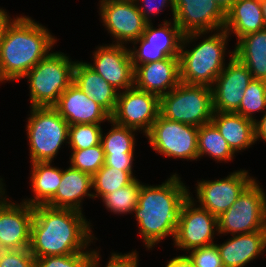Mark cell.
Instances as JSON below:
<instances>
[{"mask_svg": "<svg viewBox=\"0 0 266 267\" xmlns=\"http://www.w3.org/2000/svg\"><path fill=\"white\" fill-rule=\"evenodd\" d=\"M135 2L137 3L140 13L148 23L152 22L150 17L151 15H158L162 11L163 7L165 8L166 6L171 7L172 16H174L173 0H135ZM141 2L143 4H141Z\"/></svg>", "mask_w": 266, "mask_h": 267, "instance_id": "cell-39", "label": "cell"}, {"mask_svg": "<svg viewBox=\"0 0 266 267\" xmlns=\"http://www.w3.org/2000/svg\"><path fill=\"white\" fill-rule=\"evenodd\" d=\"M138 257L136 250L124 255L112 253L105 267H138ZM100 258L98 250H91L88 267H100Z\"/></svg>", "mask_w": 266, "mask_h": 267, "instance_id": "cell-37", "label": "cell"}, {"mask_svg": "<svg viewBox=\"0 0 266 267\" xmlns=\"http://www.w3.org/2000/svg\"><path fill=\"white\" fill-rule=\"evenodd\" d=\"M214 114L212 88L180 82L160 97L159 115L172 121L200 127Z\"/></svg>", "mask_w": 266, "mask_h": 267, "instance_id": "cell-7", "label": "cell"}, {"mask_svg": "<svg viewBox=\"0 0 266 267\" xmlns=\"http://www.w3.org/2000/svg\"><path fill=\"white\" fill-rule=\"evenodd\" d=\"M173 9L172 20L184 35L221 30L226 20V13L215 0H173Z\"/></svg>", "mask_w": 266, "mask_h": 267, "instance_id": "cell-15", "label": "cell"}, {"mask_svg": "<svg viewBox=\"0 0 266 267\" xmlns=\"http://www.w3.org/2000/svg\"><path fill=\"white\" fill-rule=\"evenodd\" d=\"M216 32L189 50H186V45L206 35V32H193L183 36L179 55L182 83L213 86L215 79L226 66L224 61L229 37L224 29Z\"/></svg>", "mask_w": 266, "mask_h": 267, "instance_id": "cell-4", "label": "cell"}, {"mask_svg": "<svg viewBox=\"0 0 266 267\" xmlns=\"http://www.w3.org/2000/svg\"><path fill=\"white\" fill-rule=\"evenodd\" d=\"M259 111L261 113L266 112V81L252 79L244 90L239 108L234 113L242 115L254 122L256 120L254 113Z\"/></svg>", "mask_w": 266, "mask_h": 267, "instance_id": "cell-32", "label": "cell"}, {"mask_svg": "<svg viewBox=\"0 0 266 267\" xmlns=\"http://www.w3.org/2000/svg\"><path fill=\"white\" fill-rule=\"evenodd\" d=\"M152 149L174 159H198V127L158 116L145 135Z\"/></svg>", "mask_w": 266, "mask_h": 267, "instance_id": "cell-9", "label": "cell"}, {"mask_svg": "<svg viewBox=\"0 0 266 267\" xmlns=\"http://www.w3.org/2000/svg\"><path fill=\"white\" fill-rule=\"evenodd\" d=\"M261 1V8L263 12V17H264V23L266 26V0H260Z\"/></svg>", "mask_w": 266, "mask_h": 267, "instance_id": "cell-46", "label": "cell"}, {"mask_svg": "<svg viewBox=\"0 0 266 267\" xmlns=\"http://www.w3.org/2000/svg\"><path fill=\"white\" fill-rule=\"evenodd\" d=\"M255 141L263 140L266 143V112L262 115L261 119L254 121Z\"/></svg>", "mask_w": 266, "mask_h": 267, "instance_id": "cell-41", "label": "cell"}, {"mask_svg": "<svg viewBox=\"0 0 266 267\" xmlns=\"http://www.w3.org/2000/svg\"><path fill=\"white\" fill-rule=\"evenodd\" d=\"M91 252L36 258L34 267H88Z\"/></svg>", "mask_w": 266, "mask_h": 267, "instance_id": "cell-35", "label": "cell"}, {"mask_svg": "<svg viewBox=\"0 0 266 267\" xmlns=\"http://www.w3.org/2000/svg\"><path fill=\"white\" fill-rule=\"evenodd\" d=\"M211 122L236 152L250 148L255 144L254 122L234 112L214 111Z\"/></svg>", "mask_w": 266, "mask_h": 267, "instance_id": "cell-24", "label": "cell"}, {"mask_svg": "<svg viewBox=\"0 0 266 267\" xmlns=\"http://www.w3.org/2000/svg\"><path fill=\"white\" fill-rule=\"evenodd\" d=\"M57 38L29 16H17L6 25L0 40V82L22 79L46 58Z\"/></svg>", "mask_w": 266, "mask_h": 267, "instance_id": "cell-3", "label": "cell"}, {"mask_svg": "<svg viewBox=\"0 0 266 267\" xmlns=\"http://www.w3.org/2000/svg\"><path fill=\"white\" fill-rule=\"evenodd\" d=\"M223 267H244L266 250V230L232 235L218 245Z\"/></svg>", "mask_w": 266, "mask_h": 267, "instance_id": "cell-22", "label": "cell"}, {"mask_svg": "<svg viewBox=\"0 0 266 267\" xmlns=\"http://www.w3.org/2000/svg\"><path fill=\"white\" fill-rule=\"evenodd\" d=\"M141 183L137 178L127 186L115 190L102 198L105 208L114 214L133 213L138 205Z\"/></svg>", "mask_w": 266, "mask_h": 267, "instance_id": "cell-31", "label": "cell"}, {"mask_svg": "<svg viewBox=\"0 0 266 267\" xmlns=\"http://www.w3.org/2000/svg\"><path fill=\"white\" fill-rule=\"evenodd\" d=\"M172 23V24H171ZM148 23L142 36L133 42L130 48L133 67L137 65L162 60L167 57H179L184 34L175 21L164 20L155 28ZM140 46L137 49L136 44Z\"/></svg>", "mask_w": 266, "mask_h": 267, "instance_id": "cell-11", "label": "cell"}, {"mask_svg": "<svg viewBox=\"0 0 266 267\" xmlns=\"http://www.w3.org/2000/svg\"><path fill=\"white\" fill-rule=\"evenodd\" d=\"M2 181H3V179L0 178V190H1V188H2L3 186H5L4 183H3Z\"/></svg>", "mask_w": 266, "mask_h": 267, "instance_id": "cell-47", "label": "cell"}, {"mask_svg": "<svg viewBox=\"0 0 266 267\" xmlns=\"http://www.w3.org/2000/svg\"><path fill=\"white\" fill-rule=\"evenodd\" d=\"M237 0H215L218 6L226 13Z\"/></svg>", "mask_w": 266, "mask_h": 267, "instance_id": "cell-44", "label": "cell"}, {"mask_svg": "<svg viewBox=\"0 0 266 267\" xmlns=\"http://www.w3.org/2000/svg\"><path fill=\"white\" fill-rule=\"evenodd\" d=\"M99 14L114 44L124 45L138 40L148 22L140 13L135 0H100Z\"/></svg>", "mask_w": 266, "mask_h": 267, "instance_id": "cell-13", "label": "cell"}, {"mask_svg": "<svg viewBox=\"0 0 266 267\" xmlns=\"http://www.w3.org/2000/svg\"><path fill=\"white\" fill-rule=\"evenodd\" d=\"M160 97L135 86L118 93L111 120L146 135L159 116Z\"/></svg>", "mask_w": 266, "mask_h": 267, "instance_id": "cell-12", "label": "cell"}, {"mask_svg": "<svg viewBox=\"0 0 266 267\" xmlns=\"http://www.w3.org/2000/svg\"><path fill=\"white\" fill-rule=\"evenodd\" d=\"M134 154H105L104 165L133 174Z\"/></svg>", "mask_w": 266, "mask_h": 267, "instance_id": "cell-40", "label": "cell"}, {"mask_svg": "<svg viewBox=\"0 0 266 267\" xmlns=\"http://www.w3.org/2000/svg\"><path fill=\"white\" fill-rule=\"evenodd\" d=\"M188 188L176 173L158 186L141 183L138 205L133 212L148 250L167 236L174 240L181 206L189 197Z\"/></svg>", "mask_w": 266, "mask_h": 267, "instance_id": "cell-2", "label": "cell"}, {"mask_svg": "<svg viewBox=\"0 0 266 267\" xmlns=\"http://www.w3.org/2000/svg\"><path fill=\"white\" fill-rule=\"evenodd\" d=\"M92 175L71 166L62 169V180L55 195L45 204L53 208L82 211V200L86 196L93 197ZM90 191V192H89Z\"/></svg>", "mask_w": 266, "mask_h": 267, "instance_id": "cell-21", "label": "cell"}, {"mask_svg": "<svg viewBox=\"0 0 266 267\" xmlns=\"http://www.w3.org/2000/svg\"><path fill=\"white\" fill-rule=\"evenodd\" d=\"M73 83L91 99H94L110 115L113 114L119 92L90 68L87 62L76 61L73 71Z\"/></svg>", "mask_w": 266, "mask_h": 267, "instance_id": "cell-23", "label": "cell"}, {"mask_svg": "<svg viewBox=\"0 0 266 267\" xmlns=\"http://www.w3.org/2000/svg\"><path fill=\"white\" fill-rule=\"evenodd\" d=\"M4 188L0 190V242L12 250L29 248L34 206L12 202L4 196Z\"/></svg>", "mask_w": 266, "mask_h": 267, "instance_id": "cell-17", "label": "cell"}, {"mask_svg": "<svg viewBox=\"0 0 266 267\" xmlns=\"http://www.w3.org/2000/svg\"><path fill=\"white\" fill-rule=\"evenodd\" d=\"M103 129L100 124H74L69 126L68 144L72 150H81L101 143Z\"/></svg>", "mask_w": 266, "mask_h": 267, "instance_id": "cell-34", "label": "cell"}, {"mask_svg": "<svg viewBox=\"0 0 266 267\" xmlns=\"http://www.w3.org/2000/svg\"><path fill=\"white\" fill-rule=\"evenodd\" d=\"M11 17L8 15L6 10L0 8V40L3 35V31L6 27V25L11 21Z\"/></svg>", "mask_w": 266, "mask_h": 267, "instance_id": "cell-43", "label": "cell"}, {"mask_svg": "<svg viewBox=\"0 0 266 267\" xmlns=\"http://www.w3.org/2000/svg\"><path fill=\"white\" fill-rule=\"evenodd\" d=\"M266 28L260 0H237L226 12L223 29L239 40L250 33Z\"/></svg>", "mask_w": 266, "mask_h": 267, "instance_id": "cell-25", "label": "cell"}, {"mask_svg": "<svg viewBox=\"0 0 266 267\" xmlns=\"http://www.w3.org/2000/svg\"><path fill=\"white\" fill-rule=\"evenodd\" d=\"M196 204L188 197L181 206L173 244L177 249L189 252L215 244L214 235L218 236L217 217Z\"/></svg>", "mask_w": 266, "mask_h": 267, "instance_id": "cell-10", "label": "cell"}, {"mask_svg": "<svg viewBox=\"0 0 266 267\" xmlns=\"http://www.w3.org/2000/svg\"><path fill=\"white\" fill-rule=\"evenodd\" d=\"M186 255L193 267H223L219 249L216 244L190 250Z\"/></svg>", "mask_w": 266, "mask_h": 267, "instance_id": "cell-36", "label": "cell"}, {"mask_svg": "<svg viewBox=\"0 0 266 267\" xmlns=\"http://www.w3.org/2000/svg\"><path fill=\"white\" fill-rule=\"evenodd\" d=\"M179 57L139 64L134 68V86L161 97L180 83Z\"/></svg>", "mask_w": 266, "mask_h": 267, "instance_id": "cell-20", "label": "cell"}, {"mask_svg": "<svg viewBox=\"0 0 266 267\" xmlns=\"http://www.w3.org/2000/svg\"><path fill=\"white\" fill-rule=\"evenodd\" d=\"M51 163H31L30 185L35 196L23 199V202L31 206L45 205L55 195L62 180V169L53 167Z\"/></svg>", "mask_w": 266, "mask_h": 267, "instance_id": "cell-27", "label": "cell"}, {"mask_svg": "<svg viewBox=\"0 0 266 267\" xmlns=\"http://www.w3.org/2000/svg\"><path fill=\"white\" fill-rule=\"evenodd\" d=\"M165 267H193V265L186 255H179L171 258Z\"/></svg>", "mask_w": 266, "mask_h": 267, "instance_id": "cell-42", "label": "cell"}, {"mask_svg": "<svg viewBox=\"0 0 266 267\" xmlns=\"http://www.w3.org/2000/svg\"><path fill=\"white\" fill-rule=\"evenodd\" d=\"M233 51L234 56L248 68L253 79L266 81V28L241 37Z\"/></svg>", "mask_w": 266, "mask_h": 267, "instance_id": "cell-26", "label": "cell"}, {"mask_svg": "<svg viewBox=\"0 0 266 267\" xmlns=\"http://www.w3.org/2000/svg\"><path fill=\"white\" fill-rule=\"evenodd\" d=\"M254 179L249 176L248 171L240 169L223 179L200 180L195 190L198 201L192 198L190 190L189 197L218 218L235 203L239 195Z\"/></svg>", "mask_w": 266, "mask_h": 267, "instance_id": "cell-14", "label": "cell"}, {"mask_svg": "<svg viewBox=\"0 0 266 267\" xmlns=\"http://www.w3.org/2000/svg\"><path fill=\"white\" fill-rule=\"evenodd\" d=\"M125 45L105 44L93 52V63L87 65L118 92L134 86V67L130 49Z\"/></svg>", "mask_w": 266, "mask_h": 267, "instance_id": "cell-16", "label": "cell"}, {"mask_svg": "<svg viewBox=\"0 0 266 267\" xmlns=\"http://www.w3.org/2000/svg\"><path fill=\"white\" fill-rule=\"evenodd\" d=\"M35 257L29 248L12 250L0 261V267H34Z\"/></svg>", "mask_w": 266, "mask_h": 267, "instance_id": "cell-38", "label": "cell"}, {"mask_svg": "<svg viewBox=\"0 0 266 267\" xmlns=\"http://www.w3.org/2000/svg\"><path fill=\"white\" fill-rule=\"evenodd\" d=\"M82 213L47 205L34 206L29 249L35 259L91 252L86 249L97 238Z\"/></svg>", "mask_w": 266, "mask_h": 267, "instance_id": "cell-1", "label": "cell"}, {"mask_svg": "<svg viewBox=\"0 0 266 267\" xmlns=\"http://www.w3.org/2000/svg\"><path fill=\"white\" fill-rule=\"evenodd\" d=\"M12 251L11 248L0 242V261L6 257Z\"/></svg>", "mask_w": 266, "mask_h": 267, "instance_id": "cell-45", "label": "cell"}, {"mask_svg": "<svg viewBox=\"0 0 266 267\" xmlns=\"http://www.w3.org/2000/svg\"><path fill=\"white\" fill-rule=\"evenodd\" d=\"M254 179L235 203L217 218L218 235L266 230V194Z\"/></svg>", "mask_w": 266, "mask_h": 267, "instance_id": "cell-8", "label": "cell"}, {"mask_svg": "<svg viewBox=\"0 0 266 267\" xmlns=\"http://www.w3.org/2000/svg\"><path fill=\"white\" fill-rule=\"evenodd\" d=\"M135 179L136 177L131 172L103 165L102 168L92 176V189L95 191L93 197H101L102 199L105 195L127 186Z\"/></svg>", "mask_w": 266, "mask_h": 267, "instance_id": "cell-29", "label": "cell"}, {"mask_svg": "<svg viewBox=\"0 0 266 267\" xmlns=\"http://www.w3.org/2000/svg\"><path fill=\"white\" fill-rule=\"evenodd\" d=\"M204 155H208L218 162L231 161L235 156L227 141L212 122L198 127V158Z\"/></svg>", "mask_w": 266, "mask_h": 267, "instance_id": "cell-28", "label": "cell"}, {"mask_svg": "<svg viewBox=\"0 0 266 267\" xmlns=\"http://www.w3.org/2000/svg\"><path fill=\"white\" fill-rule=\"evenodd\" d=\"M53 107L69 126L101 124V122L111 120V115L74 83L60 95L58 102Z\"/></svg>", "mask_w": 266, "mask_h": 267, "instance_id": "cell-19", "label": "cell"}, {"mask_svg": "<svg viewBox=\"0 0 266 267\" xmlns=\"http://www.w3.org/2000/svg\"><path fill=\"white\" fill-rule=\"evenodd\" d=\"M112 125L109 132L101 135V144L105 154H134L135 133L138 130L109 121Z\"/></svg>", "mask_w": 266, "mask_h": 267, "instance_id": "cell-30", "label": "cell"}, {"mask_svg": "<svg viewBox=\"0 0 266 267\" xmlns=\"http://www.w3.org/2000/svg\"><path fill=\"white\" fill-rule=\"evenodd\" d=\"M70 166L90 175L96 174L104 165L105 153L102 144L81 150H71Z\"/></svg>", "mask_w": 266, "mask_h": 267, "instance_id": "cell-33", "label": "cell"}, {"mask_svg": "<svg viewBox=\"0 0 266 267\" xmlns=\"http://www.w3.org/2000/svg\"><path fill=\"white\" fill-rule=\"evenodd\" d=\"M76 61L62 52H51L23 78L28 79L30 107L54 106L60 95L73 83Z\"/></svg>", "mask_w": 266, "mask_h": 267, "instance_id": "cell-5", "label": "cell"}, {"mask_svg": "<svg viewBox=\"0 0 266 267\" xmlns=\"http://www.w3.org/2000/svg\"><path fill=\"white\" fill-rule=\"evenodd\" d=\"M229 56V63L211 87L213 109L218 112H235L239 108L244 90L253 79L248 68L234 56V51Z\"/></svg>", "mask_w": 266, "mask_h": 267, "instance_id": "cell-18", "label": "cell"}, {"mask_svg": "<svg viewBox=\"0 0 266 267\" xmlns=\"http://www.w3.org/2000/svg\"><path fill=\"white\" fill-rule=\"evenodd\" d=\"M26 130L30 162H52L68 143L69 124L53 106L31 107Z\"/></svg>", "mask_w": 266, "mask_h": 267, "instance_id": "cell-6", "label": "cell"}]
</instances>
